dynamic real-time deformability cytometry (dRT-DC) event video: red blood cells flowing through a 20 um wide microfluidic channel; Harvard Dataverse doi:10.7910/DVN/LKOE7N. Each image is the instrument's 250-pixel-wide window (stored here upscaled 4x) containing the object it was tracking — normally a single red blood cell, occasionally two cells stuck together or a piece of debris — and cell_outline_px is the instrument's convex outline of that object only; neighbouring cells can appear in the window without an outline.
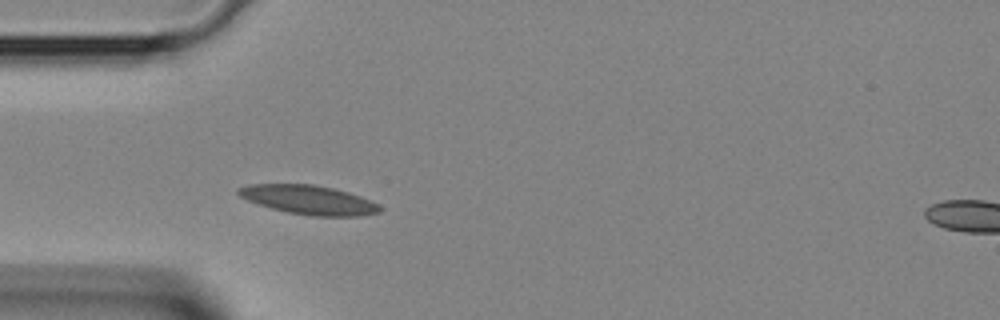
{"species": "Egyptian fruit bat (a non-hibernating species)", "species_latin": "Rousettus aegyptiacus", "temperature_condition": "room temperature", "stored_images_in_passage": 2, "camera_frame_rate_fps": 3000, "um_per_image_px": 0.085, "animal": {"sex": "female"}, "frame": {"image": 1, "passage_image": 1, "time_ms": 0.0, "image_size_px": [1000, 320], "cell_outline_px": [[380, 212], [360, 216], [312, 216], [288, 212], [272, 208], [248, 200], [240, 196], [236, 192], [240, 188], [248, 184], [312, 184], [332, 188], [348, 192], [360, 196], [380, 204]], "centroid_in_image_um": [26.27, 16.98], "position_along_channel_um": 58.7, "area_um2": 23.76}}